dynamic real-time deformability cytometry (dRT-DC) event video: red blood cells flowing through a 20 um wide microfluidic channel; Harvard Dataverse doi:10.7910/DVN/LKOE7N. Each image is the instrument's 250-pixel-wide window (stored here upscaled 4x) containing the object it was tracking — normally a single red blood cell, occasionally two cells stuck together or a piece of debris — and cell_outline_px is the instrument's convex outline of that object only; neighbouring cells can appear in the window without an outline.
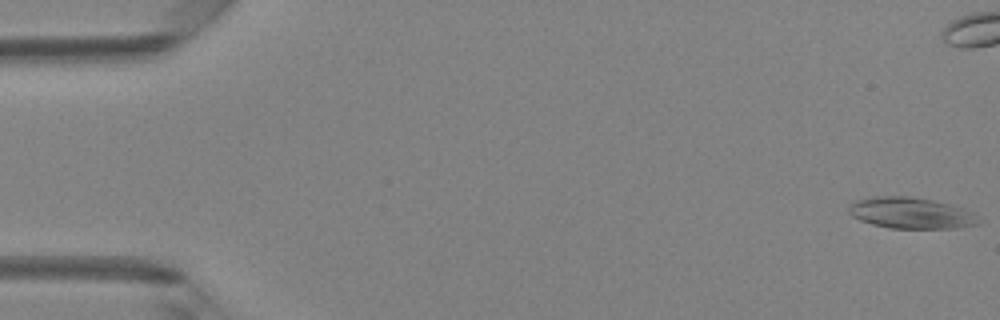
{"species": "Egyptian fruit bat (a non-hibernating species)", "species_latin": "Rousettus aegyptiacus", "temperature_condition": "room temperature", "stored_images_in_passage": 49, "camera_frame_rate_fps": 3000, "um_per_image_px": 0.085, "animal": {"sex": "female"}, "frame": {"image": 1, "passage_image": 1, "time_ms": 0.0, "image_size_px": [1000, 320], "cell_outline_px": [[984, 220], [976, 224], [960, 228], [888, 228], [872, 224], [860, 220], [852, 216], [848, 212], [848, 204], [852, 200], [872, 196], [908, 196], [932, 200], [964, 208], [976, 212]], "centroid_in_image_um": [77.45, 18.1], "position_along_channel_um": 7.6, "area_um2": 24.1}}
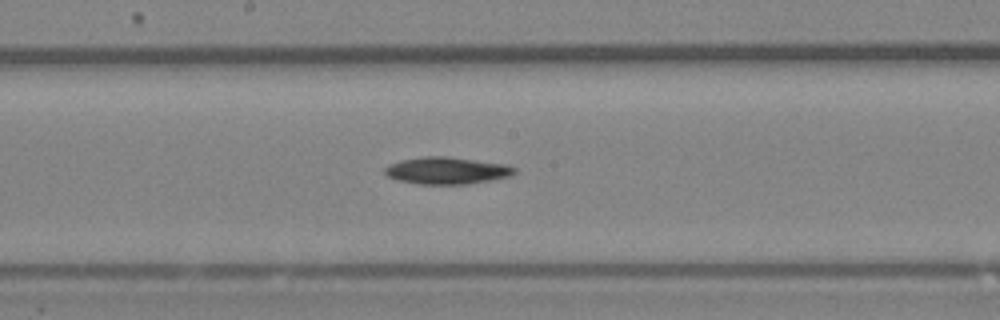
{"frame": {"image": 2, "passage_image": 26, "time_ms": 8.333, "image_size_px": [1000, 320], "cell_outline_px": [[516, 172], [508, 176], [488, 180], [464, 184], [420, 184], [396, 180], [388, 176], [384, 172], [384, 168], [400, 160], [424, 156], [448, 156], [508, 164], [516, 168]], "centroid_in_image_um": [37.97, 14.49], "position_along_channel_um": 210.2, "area_um2": 20.35}}
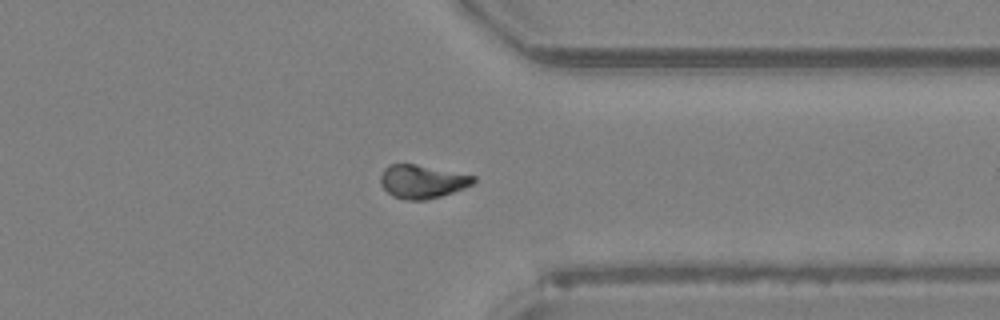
{"frame": {"image": 3, "passage_image": 38, "time_ms": 12.333, "image_size_px": [1000, 320], "cell_outline_px": [[476, 180], [472, 184], [464, 188], [440, 196], [424, 200], [404, 200], [392, 196], [380, 184], [380, 176], [384, 168], [392, 164], [416, 164], [476, 176]], "centroid_in_image_um": [35.87, 15.43], "position_along_channel_um": 375.5, "area_um2": 18.03}, "authors_computed_cell_mechanics": {"area_um2": 19.9988, "velocity_mm_per_s": 4.1814, "shape_relaxation_time_tau1_ms": 2.6351, "shape_relaxation_time_tau2_ms": null, "deformation_change_tau1": 0.073, "deformation_change_tau2": null}}